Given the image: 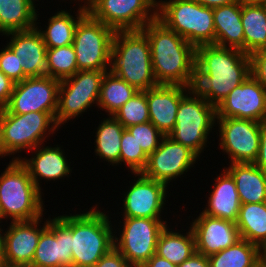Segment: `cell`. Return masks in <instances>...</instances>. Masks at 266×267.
Wrapping results in <instances>:
<instances>
[{"mask_svg": "<svg viewBox=\"0 0 266 267\" xmlns=\"http://www.w3.org/2000/svg\"><path fill=\"white\" fill-rule=\"evenodd\" d=\"M250 75V55L242 50L214 44L196 47L193 88L209 104L219 106Z\"/></svg>", "mask_w": 266, "mask_h": 267, "instance_id": "obj_1", "label": "cell"}, {"mask_svg": "<svg viewBox=\"0 0 266 267\" xmlns=\"http://www.w3.org/2000/svg\"><path fill=\"white\" fill-rule=\"evenodd\" d=\"M141 31L147 36L158 84L194 87L196 48L157 18Z\"/></svg>", "mask_w": 266, "mask_h": 267, "instance_id": "obj_2", "label": "cell"}, {"mask_svg": "<svg viewBox=\"0 0 266 267\" xmlns=\"http://www.w3.org/2000/svg\"><path fill=\"white\" fill-rule=\"evenodd\" d=\"M110 71L137 91L159 85L153 72L149 40L141 30L115 32Z\"/></svg>", "mask_w": 266, "mask_h": 267, "instance_id": "obj_3", "label": "cell"}, {"mask_svg": "<svg viewBox=\"0 0 266 267\" xmlns=\"http://www.w3.org/2000/svg\"><path fill=\"white\" fill-rule=\"evenodd\" d=\"M97 206L84 213L71 214L73 267H93L114 247L117 232L105 210L102 212Z\"/></svg>", "mask_w": 266, "mask_h": 267, "instance_id": "obj_4", "label": "cell"}, {"mask_svg": "<svg viewBox=\"0 0 266 267\" xmlns=\"http://www.w3.org/2000/svg\"><path fill=\"white\" fill-rule=\"evenodd\" d=\"M29 171L19 160H11L0 175V214L2 220L28 221L39 218L44 203Z\"/></svg>", "mask_w": 266, "mask_h": 267, "instance_id": "obj_5", "label": "cell"}, {"mask_svg": "<svg viewBox=\"0 0 266 267\" xmlns=\"http://www.w3.org/2000/svg\"><path fill=\"white\" fill-rule=\"evenodd\" d=\"M157 19L195 48L215 44L213 8L194 0H158Z\"/></svg>", "mask_w": 266, "mask_h": 267, "instance_id": "obj_6", "label": "cell"}, {"mask_svg": "<svg viewBox=\"0 0 266 267\" xmlns=\"http://www.w3.org/2000/svg\"><path fill=\"white\" fill-rule=\"evenodd\" d=\"M56 129L59 127L50 113L12 114L0 109V158L26 149L32 151L47 142L46 137L53 135Z\"/></svg>", "mask_w": 266, "mask_h": 267, "instance_id": "obj_7", "label": "cell"}, {"mask_svg": "<svg viewBox=\"0 0 266 267\" xmlns=\"http://www.w3.org/2000/svg\"><path fill=\"white\" fill-rule=\"evenodd\" d=\"M216 118V107L191 88L180 99L176 123L168 136L200 156L207 147L208 135L216 125Z\"/></svg>", "mask_w": 266, "mask_h": 267, "instance_id": "obj_8", "label": "cell"}, {"mask_svg": "<svg viewBox=\"0 0 266 267\" xmlns=\"http://www.w3.org/2000/svg\"><path fill=\"white\" fill-rule=\"evenodd\" d=\"M115 30L88 12L78 21L73 47L78 70H110Z\"/></svg>", "mask_w": 266, "mask_h": 267, "instance_id": "obj_9", "label": "cell"}, {"mask_svg": "<svg viewBox=\"0 0 266 267\" xmlns=\"http://www.w3.org/2000/svg\"><path fill=\"white\" fill-rule=\"evenodd\" d=\"M110 70H79L60 80L55 122L61 125L75 119L93 104L98 106L100 88L105 73Z\"/></svg>", "mask_w": 266, "mask_h": 267, "instance_id": "obj_10", "label": "cell"}, {"mask_svg": "<svg viewBox=\"0 0 266 267\" xmlns=\"http://www.w3.org/2000/svg\"><path fill=\"white\" fill-rule=\"evenodd\" d=\"M167 221L162 219L123 217L122 228L114 235V247L132 267H142L155 253L160 233Z\"/></svg>", "mask_w": 266, "mask_h": 267, "instance_id": "obj_11", "label": "cell"}, {"mask_svg": "<svg viewBox=\"0 0 266 267\" xmlns=\"http://www.w3.org/2000/svg\"><path fill=\"white\" fill-rule=\"evenodd\" d=\"M86 8L115 31L141 30L157 18V0H93Z\"/></svg>", "mask_w": 266, "mask_h": 267, "instance_id": "obj_12", "label": "cell"}, {"mask_svg": "<svg viewBox=\"0 0 266 267\" xmlns=\"http://www.w3.org/2000/svg\"><path fill=\"white\" fill-rule=\"evenodd\" d=\"M219 148L231 163H254L260 147L261 122L239 118H216Z\"/></svg>", "mask_w": 266, "mask_h": 267, "instance_id": "obj_13", "label": "cell"}, {"mask_svg": "<svg viewBox=\"0 0 266 267\" xmlns=\"http://www.w3.org/2000/svg\"><path fill=\"white\" fill-rule=\"evenodd\" d=\"M34 267H73L71 214L47 219L32 260Z\"/></svg>", "mask_w": 266, "mask_h": 267, "instance_id": "obj_14", "label": "cell"}, {"mask_svg": "<svg viewBox=\"0 0 266 267\" xmlns=\"http://www.w3.org/2000/svg\"><path fill=\"white\" fill-rule=\"evenodd\" d=\"M200 158L189 147L164 136L159 147L148 156L147 164L141 174L149 179L166 184L194 167Z\"/></svg>", "mask_w": 266, "mask_h": 267, "instance_id": "obj_15", "label": "cell"}, {"mask_svg": "<svg viewBox=\"0 0 266 267\" xmlns=\"http://www.w3.org/2000/svg\"><path fill=\"white\" fill-rule=\"evenodd\" d=\"M59 86V79L26 78L14 85L9 102L4 109L12 114L47 112L55 118Z\"/></svg>", "mask_w": 266, "mask_h": 267, "instance_id": "obj_16", "label": "cell"}, {"mask_svg": "<svg viewBox=\"0 0 266 267\" xmlns=\"http://www.w3.org/2000/svg\"><path fill=\"white\" fill-rule=\"evenodd\" d=\"M217 118L266 121V87L252 74L216 107Z\"/></svg>", "mask_w": 266, "mask_h": 267, "instance_id": "obj_17", "label": "cell"}, {"mask_svg": "<svg viewBox=\"0 0 266 267\" xmlns=\"http://www.w3.org/2000/svg\"><path fill=\"white\" fill-rule=\"evenodd\" d=\"M135 180L123 198V217L161 219L165 208L168 186L162 182L149 179L141 173H134Z\"/></svg>", "mask_w": 266, "mask_h": 267, "instance_id": "obj_18", "label": "cell"}, {"mask_svg": "<svg viewBox=\"0 0 266 267\" xmlns=\"http://www.w3.org/2000/svg\"><path fill=\"white\" fill-rule=\"evenodd\" d=\"M4 35L10 36L7 45L16 56L20 57L19 61L27 78L56 79L52 74L47 57V47L36 27L26 31L9 32Z\"/></svg>", "mask_w": 266, "mask_h": 267, "instance_id": "obj_19", "label": "cell"}, {"mask_svg": "<svg viewBox=\"0 0 266 267\" xmlns=\"http://www.w3.org/2000/svg\"><path fill=\"white\" fill-rule=\"evenodd\" d=\"M196 252L205 256L220 252L240 239L235 222L200 213L192 220Z\"/></svg>", "mask_w": 266, "mask_h": 267, "instance_id": "obj_20", "label": "cell"}, {"mask_svg": "<svg viewBox=\"0 0 266 267\" xmlns=\"http://www.w3.org/2000/svg\"><path fill=\"white\" fill-rule=\"evenodd\" d=\"M43 215L28 221H11L4 232L6 263L31 265L42 231L47 227V220L41 227Z\"/></svg>", "mask_w": 266, "mask_h": 267, "instance_id": "obj_21", "label": "cell"}, {"mask_svg": "<svg viewBox=\"0 0 266 267\" xmlns=\"http://www.w3.org/2000/svg\"><path fill=\"white\" fill-rule=\"evenodd\" d=\"M191 88L182 85L159 84L146 90L150 122L165 136L176 123L180 99Z\"/></svg>", "mask_w": 266, "mask_h": 267, "instance_id": "obj_22", "label": "cell"}, {"mask_svg": "<svg viewBox=\"0 0 266 267\" xmlns=\"http://www.w3.org/2000/svg\"><path fill=\"white\" fill-rule=\"evenodd\" d=\"M41 145L33 149L35 151L34 155L32 154L33 157L29 159L22 158V156L12 158V160H19L27 168L30 177L39 190H42L40 179L55 181L68 177L72 173L66 154H64L65 152L60 145H54L55 147Z\"/></svg>", "mask_w": 266, "mask_h": 267, "instance_id": "obj_23", "label": "cell"}, {"mask_svg": "<svg viewBox=\"0 0 266 267\" xmlns=\"http://www.w3.org/2000/svg\"><path fill=\"white\" fill-rule=\"evenodd\" d=\"M216 177L212 192L209 194L206 207L202 214L236 222L240 210V198L236 183L225 169Z\"/></svg>", "mask_w": 266, "mask_h": 267, "instance_id": "obj_24", "label": "cell"}, {"mask_svg": "<svg viewBox=\"0 0 266 267\" xmlns=\"http://www.w3.org/2000/svg\"><path fill=\"white\" fill-rule=\"evenodd\" d=\"M215 44L244 52V31L241 22V0L213 8Z\"/></svg>", "mask_w": 266, "mask_h": 267, "instance_id": "obj_25", "label": "cell"}, {"mask_svg": "<svg viewBox=\"0 0 266 267\" xmlns=\"http://www.w3.org/2000/svg\"><path fill=\"white\" fill-rule=\"evenodd\" d=\"M226 170L233 177L240 203L266 202V172L254 163H230Z\"/></svg>", "mask_w": 266, "mask_h": 267, "instance_id": "obj_26", "label": "cell"}, {"mask_svg": "<svg viewBox=\"0 0 266 267\" xmlns=\"http://www.w3.org/2000/svg\"><path fill=\"white\" fill-rule=\"evenodd\" d=\"M241 22L244 31V53L266 48V3L241 1Z\"/></svg>", "mask_w": 266, "mask_h": 267, "instance_id": "obj_27", "label": "cell"}, {"mask_svg": "<svg viewBox=\"0 0 266 267\" xmlns=\"http://www.w3.org/2000/svg\"><path fill=\"white\" fill-rule=\"evenodd\" d=\"M79 3L77 8L76 18L67 10H61L55 12V15L48 19V26H45V30L37 26L39 22H36V28L39 30L43 41L47 48H56L71 45L74 39V33L78 21L87 13V8ZM42 30V31H41Z\"/></svg>", "mask_w": 266, "mask_h": 267, "instance_id": "obj_28", "label": "cell"}, {"mask_svg": "<svg viewBox=\"0 0 266 267\" xmlns=\"http://www.w3.org/2000/svg\"><path fill=\"white\" fill-rule=\"evenodd\" d=\"M37 13L28 0H0V33L34 28L39 17Z\"/></svg>", "mask_w": 266, "mask_h": 267, "instance_id": "obj_29", "label": "cell"}, {"mask_svg": "<svg viewBox=\"0 0 266 267\" xmlns=\"http://www.w3.org/2000/svg\"><path fill=\"white\" fill-rule=\"evenodd\" d=\"M172 229L167 224L160 233L156 254L179 265L196 252L195 238L191 228L185 234Z\"/></svg>", "mask_w": 266, "mask_h": 267, "instance_id": "obj_30", "label": "cell"}, {"mask_svg": "<svg viewBox=\"0 0 266 267\" xmlns=\"http://www.w3.org/2000/svg\"><path fill=\"white\" fill-rule=\"evenodd\" d=\"M208 259L210 267H262L260 247L242 238Z\"/></svg>", "mask_w": 266, "mask_h": 267, "instance_id": "obj_31", "label": "cell"}, {"mask_svg": "<svg viewBox=\"0 0 266 267\" xmlns=\"http://www.w3.org/2000/svg\"><path fill=\"white\" fill-rule=\"evenodd\" d=\"M235 224L240 238L261 248L266 242V202L241 204Z\"/></svg>", "mask_w": 266, "mask_h": 267, "instance_id": "obj_32", "label": "cell"}, {"mask_svg": "<svg viewBox=\"0 0 266 267\" xmlns=\"http://www.w3.org/2000/svg\"><path fill=\"white\" fill-rule=\"evenodd\" d=\"M95 154L112 166L120 163L121 137L125 127L109 115L96 128ZM115 164V165H114Z\"/></svg>", "mask_w": 266, "mask_h": 267, "instance_id": "obj_33", "label": "cell"}, {"mask_svg": "<svg viewBox=\"0 0 266 267\" xmlns=\"http://www.w3.org/2000/svg\"><path fill=\"white\" fill-rule=\"evenodd\" d=\"M138 91L123 79L116 76L112 71H107L103 77L98 107L105 110L108 116L124 105Z\"/></svg>", "mask_w": 266, "mask_h": 267, "instance_id": "obj_34", "label": "cell"}, {"mask_svg": "<svg viewBox=\"0 0 266 267\" xmlns=\"http://www.w3.org/2000/svg\"><path fill=\"white\" fill-rule=\"evenodd\" d=\"M125 128L150 121L146 91H138L113 115Z\"/></svg>", "mask_w": 266, "mask_h": 267, "instance_id": "obj_35", "label": "cell"}, {"mask_svg": "<svg viewBox=\"0 0 266 267\" xmlns=\"http://www.w3.org/2000/svg\"><path fill=\"white\" fill-rule=\"evenodd\" d=\"M47 57L52 74L56 79L63 80L73 76L77 71L76 53L73 45L47 48Z\"/></svg>", "mask_w": 266, "mask_h": 267, "instance_id": "obj_36", "label": "cell"}, {"mask_svg": "<svg viewBox=\"0 0 266 267\" xmlns=\"http://www.w3.org/2000/svg\"><path fill=\"white\" fill-rule=\"evenodd\" d=\"M147 159L148 156L135 137L125 128L121 137L120 165L123 162L132 174L141 173L147 164Z\"/></svg>", "mask_w": 266, "mask_h": 267, "instance_id": "obj_37", "label": "cell"}, {"mask_svg": "<svg viewBox=\"0 0 266 267\" xmlns=\"http://www.w3.org/2000/svg\"><path fill=\"white\" fill-rule=\"evenodd\" d=\"M135 137L144 153L149 156L160 145L163 135L150 121L126 128Z\"/></svg>", "mask_w": 266, "mask_h": 267, "instance_id": "obj_38", "label": "cell"}, {"mask_svg": "<svg viewBox=\"0 0 266 267\" xmlns=\"http://www.w3.org/2000/svg\"><path fill=\"white\" fill-rule=\"evenodd\" d=\"M19 59L20 57L16 56L7 44L1 49L0 71L15 84L27 78L23 73Z\"/></svg>", "mask_w": 266, "mask_h": 267, "instance_id": "obj_39", "label": "cell"}, {"mask_svg": "<svg viewBox=\"0 0 266 267\" xmlns=\"http://www.w3.org/2000/svg\"><path fill=\"white\" fill-rule=\"evenodd\" d=\"M251 74L266 87V48L250 55Z\"/></svg>", "mask_w": 266, "mask_h": 267, "instance_id": "obj_40", "label": "cell"}, {"mask_svg": "<svg viewBox=\"0 0 266 267\" xmlns=\"http://www.w3.org/2000/svg\"><path fill=\"white\" fill-rule=\"evenodd\" d=\"M93 267H132L125 257L113 247Z\"/></svg>", "mask_w": 266, "mask_h": 267, "instance_id": "obj_41", "label": "cell"}, {"mask_svg": "<svg viewBox=\"0 0 266 267\" xmlns=\"http://www.w3.org/2000/svg\"><path fill=\"white\" fill-rule=\"evenodd\" d=\"M14 85L15 83L0 71V109L8 104Z\"/></svg>", "mask_w": 266, "mask_h": 267, "instance_id": "obj_42", "label": "cell"}, {"mask_svg": "<svg viewBox=\"0 0 266 267\" xmlns=\"http://www.w3.org/2000/svg\"><path fill=\"white\" fill-rule=\"evenodd\" d=\"M254 164L266 172V121L261 122L260 147Z\"/></svg>", "mask_w": 266, "mask_h": 267, "instance_id": "obj_43", "label": "cell"}, {"mask_svg": "<svg viewBox=\"0 0 266 267\" xmlns=\"http://www.w3.org/2000/svg\"><path fill=\"white\" fill-rule=\"evenodd\" d=\"M177 267H210L208 256L195 252L187 260L183 261Z\"/></svg>", "mask_w": 266, "mask_h": 267, "instance_id": "obj_44", "label": "cell"}, {"mask_svg": "<svg viewBox=\"0 0 266 267\" xmlns=\"http://www.w3.org/2000/svg\"><path fill=\"white\" fill-rule=\"evenodd\" d=\"M142 267H177V265L155 253Z\"/></svg>", "mask_w": 266, "mask_h": 267, "instance_id": "obj_45", "label": "cell"}, {"mask_svg": "<svg viewBox=\"0 0 266 267\" xmlns=\"http://www.w3.org/2000/svg\"><path fill=\"white\" fill-rule=\"evenodd\" d=\"M194 1H196L197 3L203 6L215 8V7H220V6L235 3L238 0H194Z\"/></svg>", "mask_w": 266, "mask_h": 267, "instance_id": "obj_46", "label": "cell"}, {"mask_svg": "<svg viewBox=\"0 0 266 267\" xmlns=\"http://www.w3.org/2000/svg\"><path fill=\"white\" fill-rule=\"evenodd\" d=\"M2 225H0L1 227ZM4 230L0 228V257H5Z\"/></svg>", "mask_w": 266, "mask_h": 267, "instance_id": "obj_47", "label": "cell"}, {"mask_svg": "<svg viewBox=\"0 0 266 267\" xmlns=\"http://www.w3.org/2000/svg\"><path fill=\"white\" fill-rule=\"evenodd\" d=\"M262 267H266V242L260 248Z\"/></svg>", "mask_w": 266, "mask_h": 267, "instance_id": "obj_48", "label": "cell"}, {"mask_svg": "<svg viewBox=\"0 0 266 267\" xmlns=\"http://www.w3.org/2000/svg\"><path fill=\"white\" fill-rule=\"evenodd\" d=\"M4 267H34V266L33 265H20V264L6 263Z\"/></svg>", "mask_w": 266, "mask_h": 267, "instance_id": "obj_49", "label": "cell"}, {"mask_svg": "<svg viewBox=\"0 0 266 267\" xmlns=\"http://www.w3.org/2000/svg\"><path fill=\"white\" fill-rule=\"evenodd\" d=\"M245 3H266V0H241Z\"/></svg>", "mask_w": 266, "mask_h": 267, "instance_id": "obj_50", "label": "cell"}, {"mask_svg": "<svg viewBox=\"0 0 266 267\" xmlns=\"http://www.w3.org/2000/svg\"><path fill=\"white\" fill-rule=\"evenodd\" d=\"M6 264V259L5 257H0V267H4Z\"/></svg>", "mask_w": 266, "mask_h": 267, "instance_id": "obj_51", "label": "cell"}, {"mask_svg": "<svg viewBox=\"0 0 266 267\" xmlns=\"http://www.w3.org/2000/svg\"><path fill=\"white\" fill-rule=\"evenodd\" d=\"M72 1V0H71ZM74 1H76V0H74ZM79 1L80 2H84V4H83V6H87L91 1H93V0H78V3H79Z\"/></svg>", "mask_w": 266, "mask_h": 267, "instance_id": "obj_52", "label": "cell"}, {"mask_svg": "<svg viewBox=\"0 0 266 267\" xmlns=\"http://www.w3.org/2000/svg\"><path fill=\"white\" fill-rule=\"evenodd\" d=\"M28 1L36 8L35 0H28Z\"/></svg>", "mask_w": 266, "mask_h": 267, "instance_id": "obj_53", "label": "cell"}]
</instances>
